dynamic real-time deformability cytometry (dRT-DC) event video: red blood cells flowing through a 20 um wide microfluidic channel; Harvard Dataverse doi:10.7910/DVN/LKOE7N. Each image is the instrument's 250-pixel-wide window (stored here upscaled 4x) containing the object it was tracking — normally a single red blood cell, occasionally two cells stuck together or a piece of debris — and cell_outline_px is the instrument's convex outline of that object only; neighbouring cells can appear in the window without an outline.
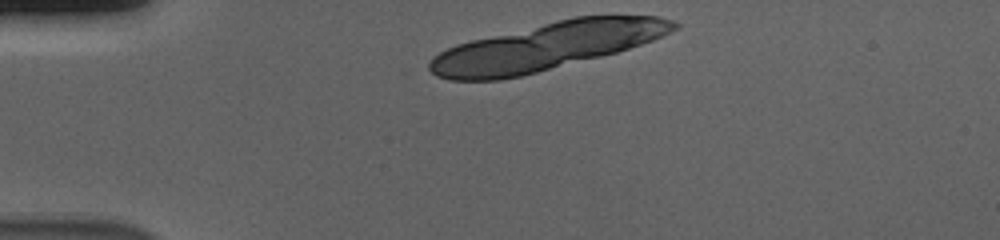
{"species": "human", "species_latin": "Homo sapiens", "temperature_condition": "cold", "stored_images_in_passage": 9, "camera_frame_rate_fps": 3000, "um_per_image_px": 0.085, "donor": {"sex": "male"}, "frame": {"image": 1, "passage_image": 1, "time_ms": 0.0, "image_size_px": [1000, 240], "cell_outline_px": [[680, 24], [676, 28], [652, 40], [616, 52], [520, 76], [500, 80], [448, 80], [436, 76], [428, 68], [428, 64], [432, 56], [456, 44], [472, 40], [556, 20], [576, 16], [660, 16], [672, 20]], "centroid_in_image_um": [46.39, 3.95], "position_along_channel_um": 38.6, "area_um2": 66.64}}